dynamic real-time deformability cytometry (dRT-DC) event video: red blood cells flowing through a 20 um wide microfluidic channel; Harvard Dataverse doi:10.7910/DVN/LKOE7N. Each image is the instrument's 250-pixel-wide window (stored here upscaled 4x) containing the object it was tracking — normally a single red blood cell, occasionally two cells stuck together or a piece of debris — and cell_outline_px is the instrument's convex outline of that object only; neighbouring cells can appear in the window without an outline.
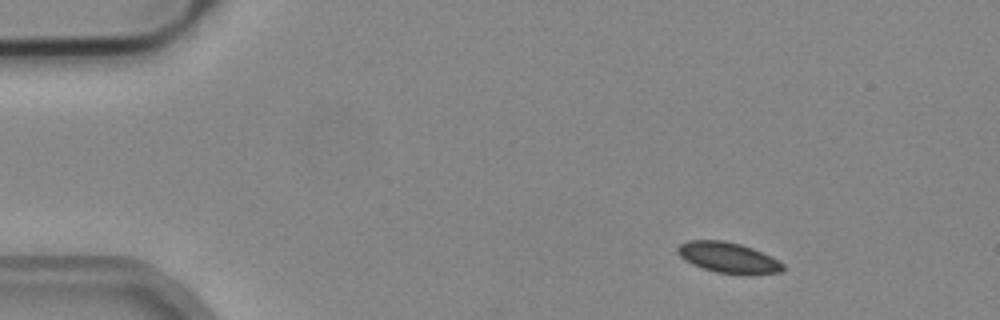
{"species": "common noctule bat (a hibernating species)", "species_latin": "Nyctalus noctula", "temperature_condition": "cold", "stored_images_in_passage": 47, "camera_frame_rate_fps": 3000, "um_per_image_px": 0.085, "animal": {"sex": "male", "body_mass_g": 19.2, "forearm_length_mm": 51.8}, "frame": {"image": 1, "passage_image": 1, "time_ms": 0.0, "image_size_px": [1000, 320], "cell_outline_px": [[784, 272], [744, 276], [716, 272], [692, 264], [684, 260], [676, 252], [676, 248], [680, 244], [688, 240], [724, 240], [740, 244], [752, 248], [784, 264]], "centroid_in_image_um": [61.89, 21.92], "position_along_channel_um": 23.1, "area_um2": 19.02}}
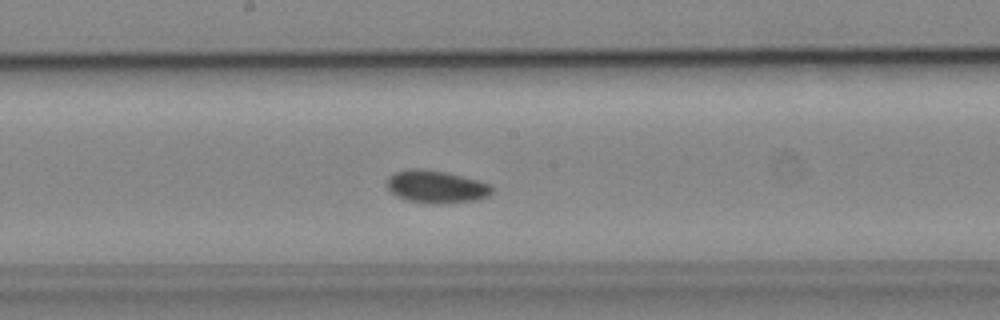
{"frame": {"image": 2, "passage_image": 22, "time_ms": 7.0, "image_size_px": [1000, 320], "cell_outline_px": [[492, 192], [488, 196], [476, 200], [436, 204], [432, 204], [408, 200], [392, 192], [388, 188], [388, 176], [396, 172], [408, 168], [420, 168], [448, 172], [480, 180], [492, 184]], "centroid_in_image_um": [37.13, 15.85], "position_along_channel_um": 211.1, "area_um2": 20.0}}
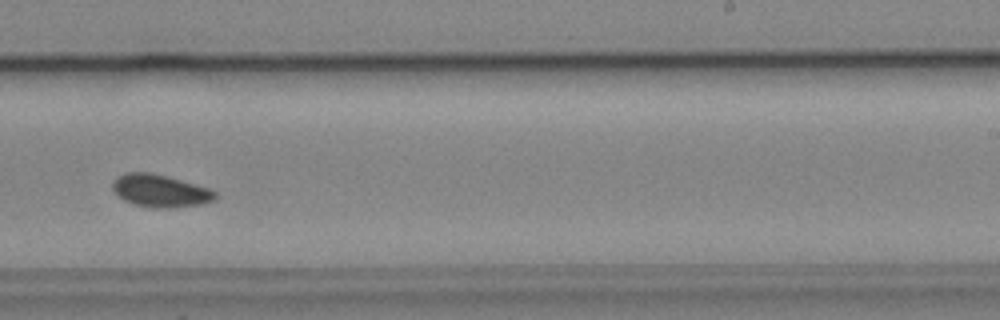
{"frame": {"image": 3, "passage_image": 27, "time_ms": 8.667, "image_size_px": [1000, 320], "cell_outline_px": [[216, 196], [212, 200], [200, 204], [172, 208], [152, 208], [136, 204], [124, 200], [112, 188], [112, 180], [116, 176], [124, 172], [152, 172], [168, 176], [208, 188], [216, 192]], "centroid_in_image_um": [13.57, 16.2], "position_along_channel_um": 275.4, "area_um2": 19.42}}